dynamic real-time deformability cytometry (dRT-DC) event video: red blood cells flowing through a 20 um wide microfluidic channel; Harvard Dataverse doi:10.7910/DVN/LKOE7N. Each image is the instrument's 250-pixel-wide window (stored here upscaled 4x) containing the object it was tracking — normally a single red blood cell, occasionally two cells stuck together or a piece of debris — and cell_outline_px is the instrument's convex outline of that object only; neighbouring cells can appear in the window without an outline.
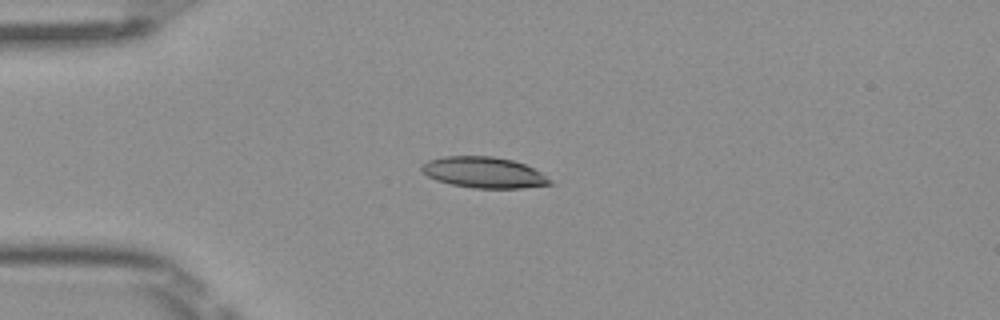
{"species": "Egyptian fruit bat (a non-hibernating species)", "species_latin": "Rousettus aegyptiacus", "temperature_condition": "room temperature", "stored_images_in_passage": 31, "camera_frame_rate_fps": 3000, "um_per_image_px": 0.085, "frame": {"image": 1, "passage_image": 1, "time_ms": 0.0, "image_size_px": [1000, 320], "cell_outline_px": [[556, 184], [520, 188], [472, 188], [452, 184], [436, 180], [428, 176], [420, 168], [428, 160], [444, 156], [492, 156], [512, 160], [524, 164], [540, 172], [552, 180]], "centroid_in_image_um": [41.15, 14.66], "position_along_channel_um": 43.8, "area_um2": 23.06}}
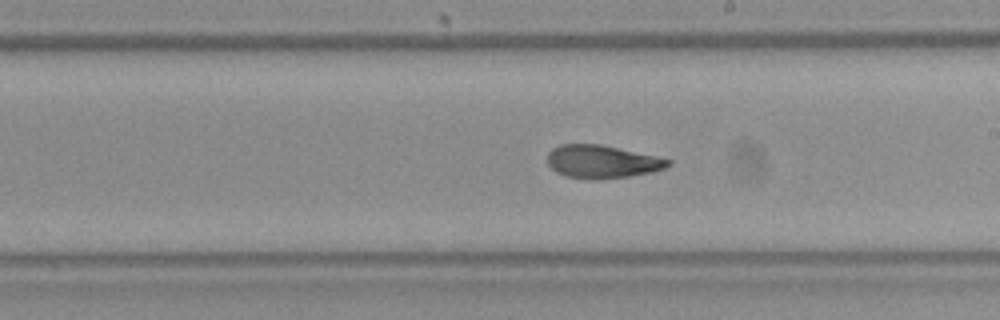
{"frame": {"image": 2, "passage_image": 17, "time_ms": 5.333, "image_size_px": [1000, 320], "cell_outline_px": [[672, 164], [664, 168], [652, 172], [628, 176], [592, 180], [564, 176], [556, 172], [548, 164], [548, 152], [552, 148], [560, 144], [600, 144], [656, 156], [672, 160]], "centroid_in_image_um": [51.16, 13.74], "position_along_channel_um": 237.8, "area_um2": 23.24}}
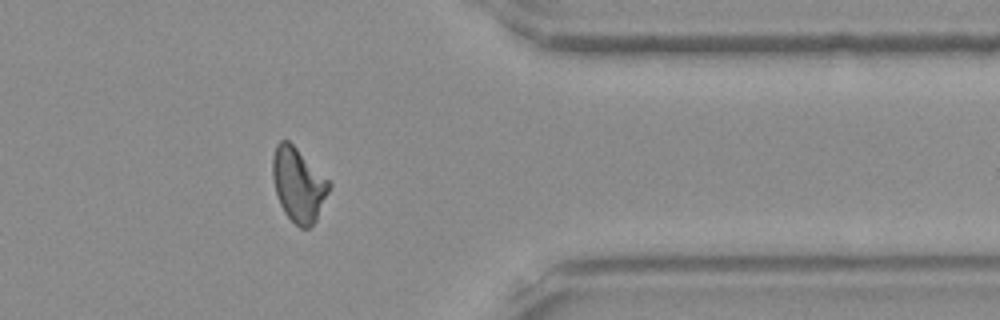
{"frame": {"image": 3, "passage_image": 29, "time_ms": 9.333, "image_size_px": [1000, 320], "cell_outline_px": [[332, 184], [316, 220], [308, 228], [300, 228], [284, 212], [280, 204], [276, 192], [272, 176], [272, 156], [276, 144], [280, 140], [288, 140]], "centroid_in_image_um": [25.34, 15.69], "position_along_channel_um": 386.1, "area_um2": 23.93}, "authors_computed_cell_mechanics": {"area_um2": 23.4668, "velocity_mm_per_s": 4.0657, "shape_relaxation_time_tau1_ms": 10.8179, "shape_relaxation_time_tau2_ms": 2.3856, "deformation_change_tau1": 0.2841, "deformation_change_tau2": 0.1033}}